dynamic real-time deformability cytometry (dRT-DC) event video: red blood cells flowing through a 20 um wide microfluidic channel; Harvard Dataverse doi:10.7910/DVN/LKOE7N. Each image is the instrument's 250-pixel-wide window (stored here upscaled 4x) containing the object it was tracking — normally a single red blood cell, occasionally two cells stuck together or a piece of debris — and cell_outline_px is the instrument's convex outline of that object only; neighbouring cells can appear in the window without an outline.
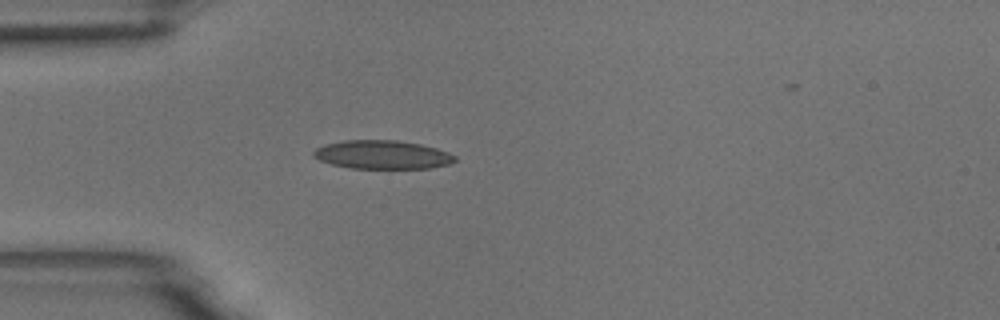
{"species": "common noctule bat (a hibernating species)", "species_latin": "Nyctalus noctula", "temperature_condition": "room temperature", "stored_images_in_passage": 3, "camera_frame_rate_fps": 3000, "um_per_image_px": 0.085, "animal": {"sex": "male", "body_mass_g": 18.8}, "frame": {"image": 1, "passage_image": 3, "time_ms": 0.667, "image_size_px": [1000, 320], "cell_outline_px": [[456, 160], [448, 164], [432, 168], [352, 168], [332, 164], [320, 160], [312, 156], [312, 152], [316, 148], [324, 144], [344, 140], [396, 140], [420, 144], [436, 148], [448, 152], [456, 156]], "centroid_in_image_um": [32.49, 13.14], "position_along_channel_um": 52.5, "area_um2": 23.52}}